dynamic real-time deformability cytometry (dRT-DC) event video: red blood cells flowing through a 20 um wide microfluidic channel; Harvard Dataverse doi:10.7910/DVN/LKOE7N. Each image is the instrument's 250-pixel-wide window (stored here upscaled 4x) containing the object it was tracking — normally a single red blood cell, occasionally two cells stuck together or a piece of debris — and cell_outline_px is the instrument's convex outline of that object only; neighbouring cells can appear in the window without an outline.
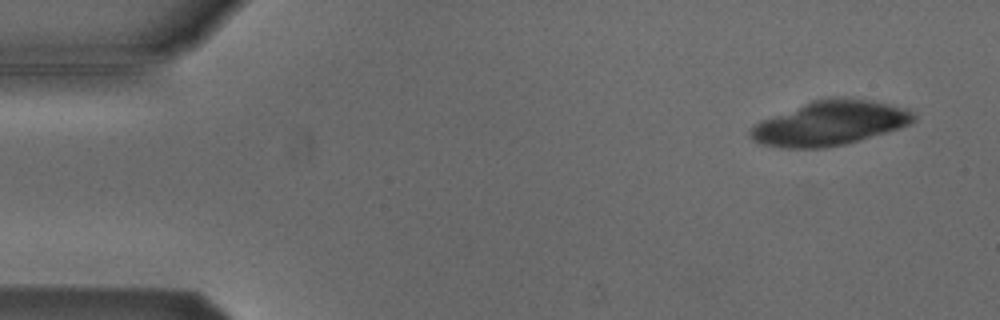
{"species": "Egyptian fruit bat (a non-hibernating species)", "species_latin": "Rousettus aegyptiacus", "temperature_condition": "cold", "stored_images_in_passage": 5, "camera_frame_rate_fps": 3000, "um_per_image_px": 0.085, "animal": {"sex": "male"}, "frame": {"image": 1, "passage_image": 3, "time_ms": 0.667, "image_size_px": [1000, 320], "cell_outline_px": [[916, 120], [908, 124], [860, 140], [844, 144], [824, 148], [784, 148], [760, 144], [752, 140], [748, 136], [748, 132], [752, 124], [760, 120], [812, 100], [844, 96], [872, 100], [908, 108], [916, 116]], "centroid_in_image_um": [70.48, 10.46], "position_along_channel_um": 14.5, "area_um2": 42.54}}